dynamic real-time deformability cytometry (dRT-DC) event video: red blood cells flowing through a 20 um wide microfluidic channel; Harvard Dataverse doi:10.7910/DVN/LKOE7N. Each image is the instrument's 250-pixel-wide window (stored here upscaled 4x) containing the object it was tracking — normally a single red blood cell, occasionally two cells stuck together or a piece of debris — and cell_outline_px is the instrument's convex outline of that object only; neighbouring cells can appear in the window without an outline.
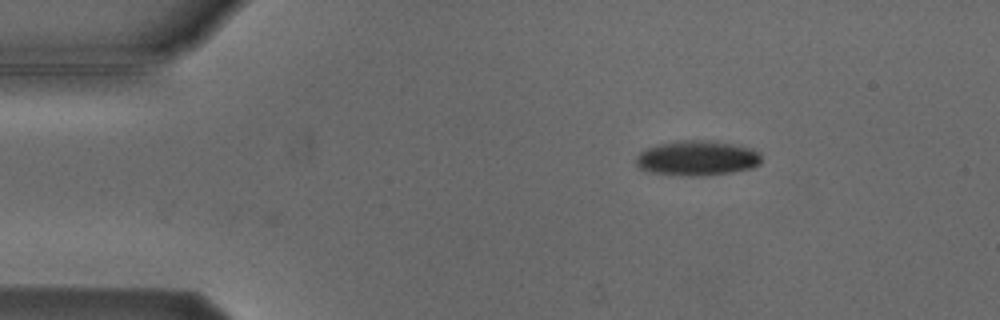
{"species": "Egyptian fruit bat (a non-hibernating species)", "species_latin": "Rousettus aegyptiacus", "temperature_condition": "cold", "stored_images_in_passage": 3, "camera_frame_rate_fps": 3000, "um_per_image_px": 0.085, "animal": {"sex": "male"}, "frame": {"image": 1, "passage_image": 1, "time_ms": 0.0, "image_size_px": [1000, 320], "cell_outline_px": [[760, 164], [752, 168], [732, 172], [704, 176], [688, 176], [652, 172], [640, 168], [636, 164], [636, 156], [644, 148], [656, 144], [676, 140], [716, 140], [736, 144], [752, 148], [760, 152]], "centroid_in_image_um": [59.27, 13.42], "position_along_channel_um": 25.7, "area_um2": 26.01}}